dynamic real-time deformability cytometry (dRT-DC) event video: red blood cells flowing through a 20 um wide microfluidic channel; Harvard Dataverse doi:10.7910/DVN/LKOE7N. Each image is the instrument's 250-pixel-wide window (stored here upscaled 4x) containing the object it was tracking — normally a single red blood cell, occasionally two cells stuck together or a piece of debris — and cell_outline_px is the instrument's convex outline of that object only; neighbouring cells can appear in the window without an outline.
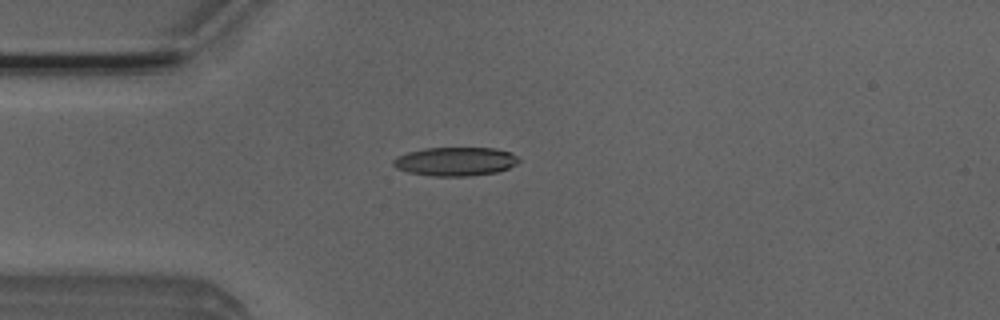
{"species": "Egyptian fruit bat (a non-hibernating species)", "species_latin": "Rousettus aegyptiacus", "temperature_condition": "room temperature", "stored_images_in_passage": 4, "camera_frame_rate_fps": 3000, "um_per_image_px": 0.085, "animal": {"sex": "male"}, "frame": {"image": 1, "passage_image": 3, "time_ms": 0.667, "image_size_px": [1000, 320], "cell_outline_px": [[520, 160], [516, 164], [508, 168], [496, 172], [468, 176], [432, 176], [408, 172], [396, 168], [392, 164], [392, 160], [396, 156], [408, 152], [424, 148], [496, 148], [512, 152]], "centroid_in_image_um": [38.69, 13.72], "position_along_channel_um": 46.3, "area_um2": 21.1}}